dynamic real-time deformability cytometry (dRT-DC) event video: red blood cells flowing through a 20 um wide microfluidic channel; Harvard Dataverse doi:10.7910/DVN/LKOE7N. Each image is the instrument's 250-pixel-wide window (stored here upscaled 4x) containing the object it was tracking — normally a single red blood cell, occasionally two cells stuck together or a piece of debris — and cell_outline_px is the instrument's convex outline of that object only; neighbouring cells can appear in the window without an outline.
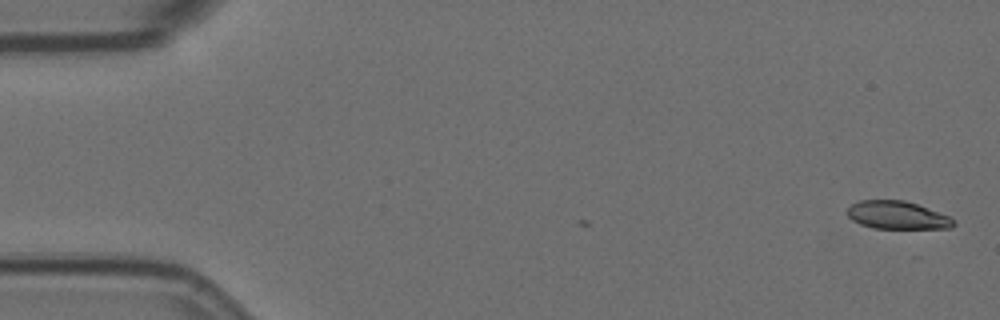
{"species": "Egyptian fruit bat (a non-hibernating species)", "species_latin": "Rousettus aegyptiacus", "temperature_condition": "room temperature", "stored_images_in_passage": 5, "camera_frame_rate_fps": 3000, "um_per_image_px": 0.085, "animal": {"sex": "female"}, "frame": {"image": 1, "passage_image": 1, "time_ms": 0.0, "image_size_px": [1000, 320], "cell_outline_px": [[956, 224], [952, 228], [872, 228], [860, 224], [852, 220], [848, 216], [848, 208], [852, 204], [860, 200], [904, 200], [916, 204], [948, 216], [956, 220]], "centroid_in_image_um": [76.27, 18.29], "position_along_channel_um": 8.7, "area_um2": 17.17}}